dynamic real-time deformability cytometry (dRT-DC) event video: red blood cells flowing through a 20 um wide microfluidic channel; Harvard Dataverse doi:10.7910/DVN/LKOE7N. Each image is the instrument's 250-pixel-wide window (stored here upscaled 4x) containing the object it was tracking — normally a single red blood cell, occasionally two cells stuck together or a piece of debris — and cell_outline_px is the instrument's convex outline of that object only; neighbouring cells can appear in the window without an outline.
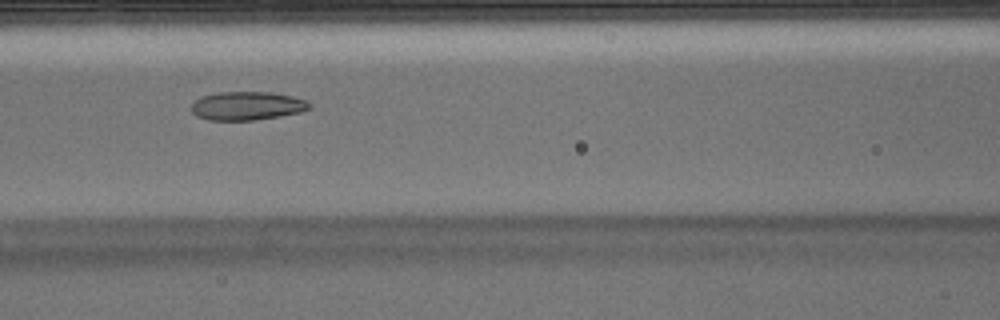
{"species": "Egyptian fruit bat (a non-hibernating species)", "species_latin": "Rousettus aegyptiacus", "temperature_condition": "warm", "stored_images_in_passage": 47, "camera_frame_rate_fps": 3000, "um_per_image_px": 0.085, "animal": {"sex": "male"}, "frame": {"image": 1, "passage_image": 22, "time_ms": 7.0, "image_size_px": [1000, 320], "cell_outline_px": [[312, 108], [300, 112], [280, 116], [256, 120], [208, 120], [196, 116], [192, 112], [192, 104], [200, 96], [216, 92], [272, 92], [292, 96], [304, 100], [312, 104]], "centroid_in_image_um": [21.0, 8.99], "position_along_channel_um": 145.6, "area_um2": 19.77}}
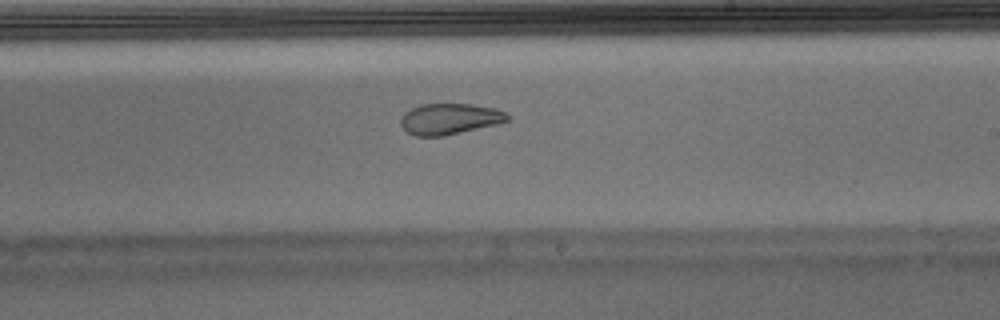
{"frame": {"image": 2, "passage_image": 30, "time_ms": 9.667, "image_size_px": [1000, 320], "cell_outline_px": [[508, 120], [496, 124], [444, 136], [416, 136], [408, 132], [400, 124], [400, 120], [404, 112], [420, 104], [472, 104], [496, 108], [504, 112], [508, 116]], "centroid_in_image_um": [38.19, 10.1], "position_along_channel_um": 250.8, "area_um2": 19.13}}
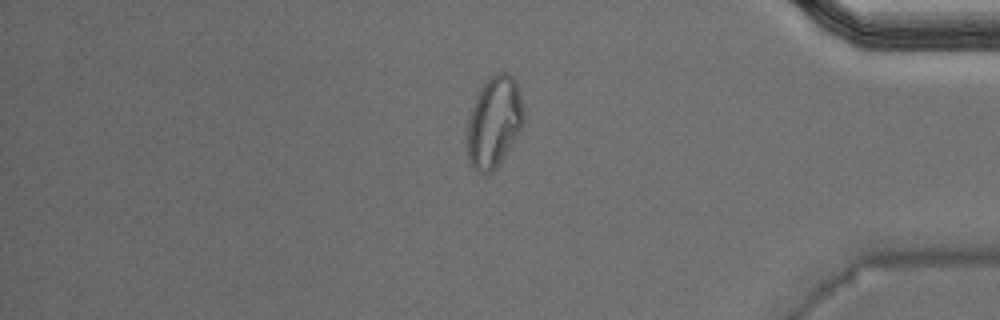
{"frame": {"image": 3, "passage_image": 43, "time_ms": 14.0, "image_size_px": [1000, 320], "cell_outline_px": [[524, 124], [496, 168], [492, 172], [480, 172], [468, 160], [468, 120], [476, 96], [480, 88], [496, 72], [508, 72], [516, 80], [520, 92], [524, 112]], "centroid_in_image_um": [42.03, 10.32], "position_along_channel_um": 393.2, "area_um2": 29.54}}